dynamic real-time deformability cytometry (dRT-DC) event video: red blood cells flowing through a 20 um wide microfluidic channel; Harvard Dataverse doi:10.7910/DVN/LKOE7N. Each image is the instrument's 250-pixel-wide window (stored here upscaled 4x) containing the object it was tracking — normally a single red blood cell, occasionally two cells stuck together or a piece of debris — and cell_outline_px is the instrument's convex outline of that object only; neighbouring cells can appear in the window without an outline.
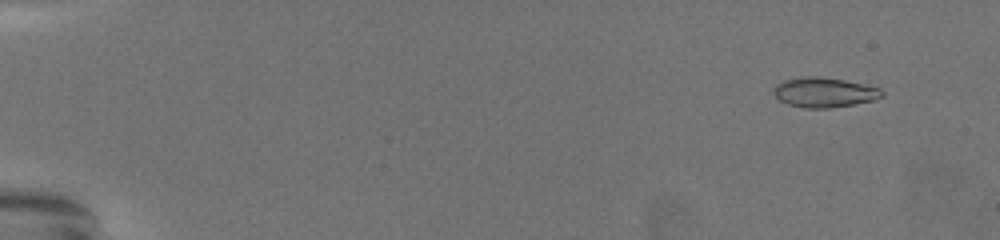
{"species": "common noctule bat (a hibernating species)", "species_latin": "Nyctalus noctula", "temperature_condition": "warm", "stored_images_in_passage": 73, "camera_frame_rate_fps": 3000, "um_per_image_px": 0.085, "animal": {"sex": "female", "body_mass_g": 19.5, "forearm_length_mm": 54.1}, "frame": {"image": 1, "passage_image": 7, "time_ms": 2.0, "image_size_px": [1000, 240], "cell_outline_px": [[884, 96], [876, 100], [828, 108], [804, 108], [788, 104], [780, 100], [772, 92], [772, 88], [776, 84], [784, 80], [804, 76], [820, 76], [844, 80], [880, 88], [884, 92]], "centroid_in_image_um": [70.05, 7.84], "position_along_channel_um": 14.9, "area_um2": 18.9}}
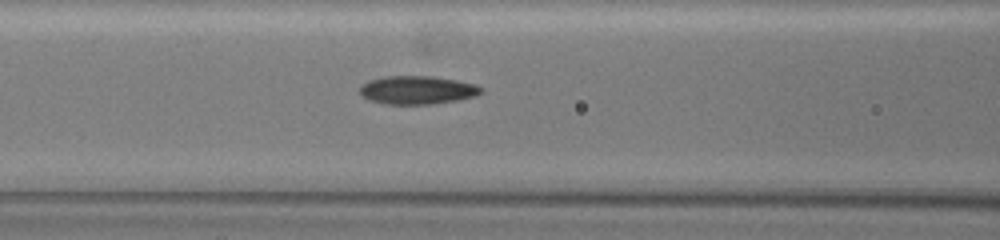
{"frame": {"image": 2, "passage_image": 35, "time_ms": 11.333, "image_size_px": [1000, 240], "cell_outline_px": [[484, 92], [476, 96], [456, 100], [432, 104], [384, 104], [368, 100], [360, 92], [360, 84], [368, 80], [384, 76], [432, 76], [456, 80], [476, 84], [484, 88]], "centroid_in_image_um": [35.48, 7.65], "position_along_channel_um": 131.1, "area_um2": 20.23}}
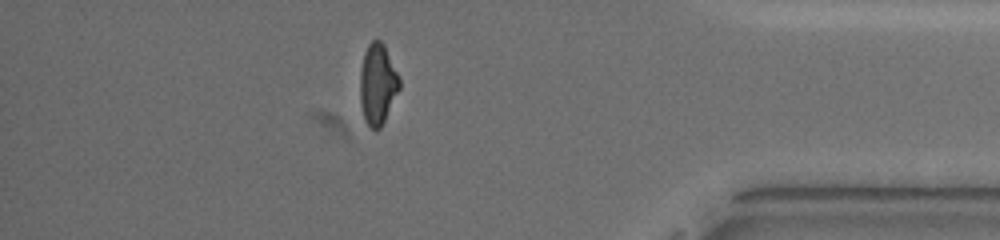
{"frame": {"image": 3, "passage_image": 65, "time_ms": 21.333, "image_size_px": [1000, 240], "cell_outline_px": [[400, 88], [380, 128], [376, 132], [368, 128], [364, 120], [360, 104], [360, 68], [364, 52], [368, 44], [372, 40], [380, 40], [384, 44], [400, 80]], "centroid_in_image_um": [32.07, 7.18], "position_along_channel_um": 403.1, "area_um2": 18.67}, "authors_computed_cell_mechanics": {"area_um2": 18.9584, "velocity_mm_per_s": 3.0024, "shape_relaxation_time_tau1_ms": null, "shape_relaxation_time_tau2_ms": 1.947, "deformation_change_tau1": null, "deformation_change_tau2": 0.0785}}